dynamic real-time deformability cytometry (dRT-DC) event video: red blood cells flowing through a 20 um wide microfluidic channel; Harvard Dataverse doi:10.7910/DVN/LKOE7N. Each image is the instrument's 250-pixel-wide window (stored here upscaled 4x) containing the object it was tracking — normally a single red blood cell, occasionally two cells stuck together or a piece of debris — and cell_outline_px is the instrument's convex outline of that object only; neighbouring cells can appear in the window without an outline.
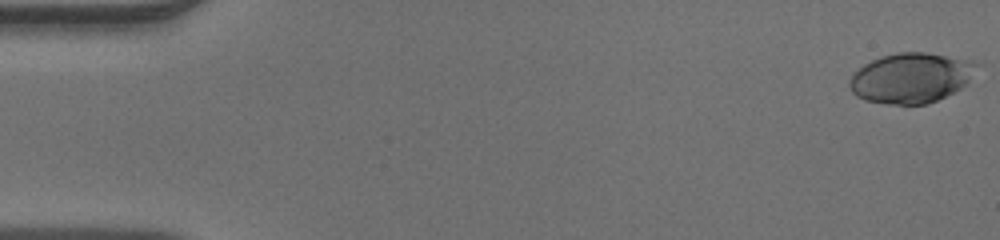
{"species": "human", "species_latin": "Homo sapiens", "temperature_condition": "warm", "stored_images_in_passage": 3, "camera_frame_rate_fps": 3000, "um_per_image_px": 0.085, "donor": {"sex": "male"}, "frame": {"image": 1, "passage_image": 1, "time_ms": 0.0, "image_size_px": [1000, 240], "cell_outline_px": [[980, 64], [968, 80], [960, 88], [928, 104], [888, 104], [864, 100], [856, 96], [852, 92], [848, 84], [848, 80], [852, 72], [864, 64], [880, 56], [900, 52], [924, 52], [972, 60]], "centroid_in_image_um": [77.38, 6.61], "position_along_channel_um": 7.6, "area_um2": 37.11}}